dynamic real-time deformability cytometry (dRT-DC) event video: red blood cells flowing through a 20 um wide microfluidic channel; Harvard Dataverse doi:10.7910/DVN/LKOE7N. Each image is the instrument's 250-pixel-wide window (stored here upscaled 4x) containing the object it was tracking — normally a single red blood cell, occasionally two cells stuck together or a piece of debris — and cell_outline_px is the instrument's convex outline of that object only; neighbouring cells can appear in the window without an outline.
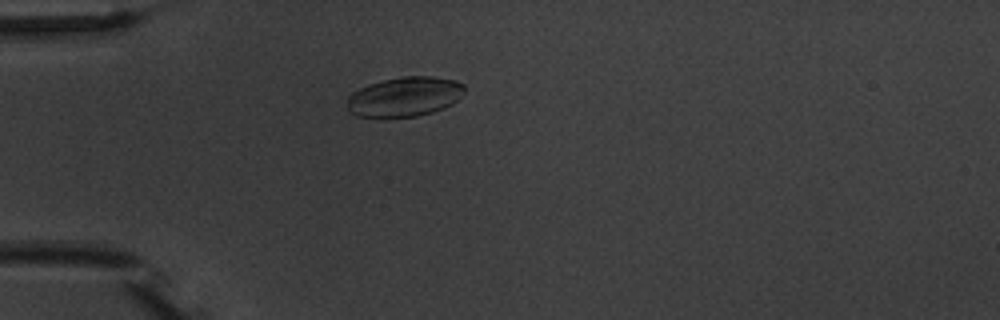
{"species": "common noctule bat (a hibernating species)", "species_latin": "Nyctalus noctula", "temperature_condition": "warm", "stored_images_in_passage": 4, "camera_frame_rate_fps": 3000, "um_per_image_px": 0.085, "animal": {"sex": "male", "body_mass_g": 20.1, "forearm_length_mm": 53.5}, "frame": {"image": 1, "passage_image": 4, "time_ms": 3.667, "image_size_px": [1000, 320], "cell_outline_px": [[464, 92], [452, 104], [444, 108], [432, 112], [416, 116], [356, 116], [348, 112], [348, 96], [352, 92], [368, 84], [380, 80], [404, 76], [432, 76], [452, 80], [464, 84]], "centroid_in_image_um": [34.37, 8.2], "position_along_channel_um": 50.6, "area_um2": 26.93}}